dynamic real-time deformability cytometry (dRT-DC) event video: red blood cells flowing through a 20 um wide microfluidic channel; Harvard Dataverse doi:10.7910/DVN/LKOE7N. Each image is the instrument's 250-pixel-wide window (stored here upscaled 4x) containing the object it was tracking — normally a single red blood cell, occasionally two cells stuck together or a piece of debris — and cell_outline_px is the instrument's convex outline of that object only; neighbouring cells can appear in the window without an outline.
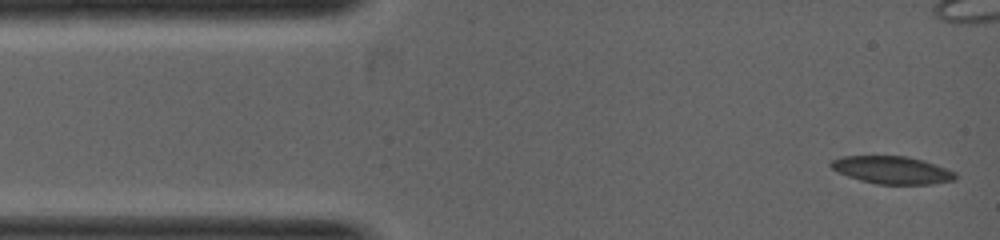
{"species": "common noctule bat (a hibernating species)", "species_latin": "Nyctalus noctula", "temperature_condition": "warm", "stored_images_in_passage": 8, "camera_frame_rate_fps": 5000, "um_per_image_px": 0.085, "animal": {"sex": "female", "body_mass_g": 19.0, "forearm_length_mm": 53.3}, "frame": {"image": 1, "passage_image": 1, "time_ms": 0.0, "image_size_px": [1000, 240], "cell_outline_px": [[956, 180], [932, 184], [880, 184], [860, 180], [836, 172], [828, 164], [832, 160], [840, 156], [908, 156], [924, 160], [956, 172]], "centroid_in_image_um": [75.82, 14.45], "position_along_channel_um": 9.2, "area_um2": 20.11}}